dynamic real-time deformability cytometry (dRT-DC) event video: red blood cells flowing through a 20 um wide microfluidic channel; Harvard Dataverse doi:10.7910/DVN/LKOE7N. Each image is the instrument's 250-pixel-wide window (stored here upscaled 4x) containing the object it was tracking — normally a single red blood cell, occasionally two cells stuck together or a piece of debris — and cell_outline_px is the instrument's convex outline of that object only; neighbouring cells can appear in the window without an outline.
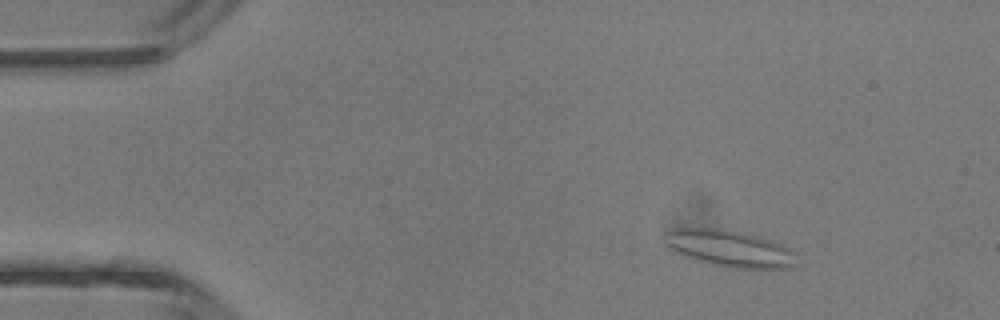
{"species": "common noctule bat (a hibernating species)", "species_latin": "Nyctalus noctula", "temperature_condition": "room temperature", "stored_images_in_passage": 45, "segment_of_instrument_passage": [1, 2], "camera_frame_rate_fps": 3000, "um_per_image_px": 0.085, "animal": {"sex": "male", "body_mass_g": 13.3}, "frame": {"image": 1, "passage_image": 6, "time_ms": 1.667, "image_size_px": [1000, 320], "cell_outline_px": [[792, 264], [784, 268], [728, 268], [712, 264], [688, 256], [672, 248], [668, 244], [668, 232], [676, 228], [712, 228], [752, 236], [776, 244], [784, 248], [788, 252]], "centroid_in_image_um": [61.9, 21.13], "position_along_channel_um": 23.1, "area_um2": 25.72}}
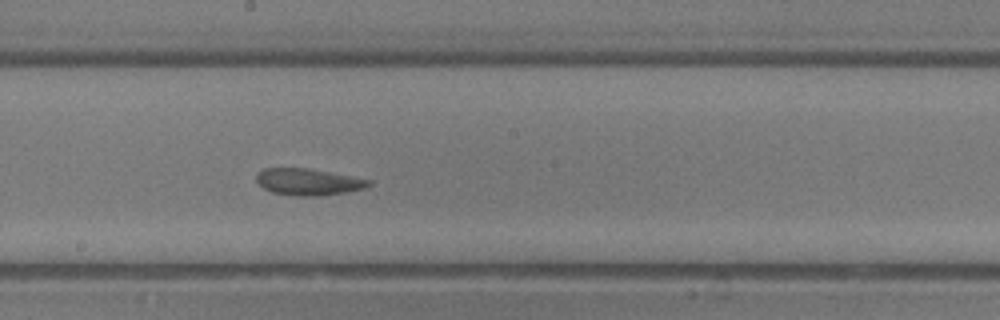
{"frame": {"image": 2, "passage_image": 24, "time_ms": 7.667, "image_size_px": [1000, 320], "cell_outline_px": [[372, 184], [364, 188], [344, 192], [320, 196], [296, 196], [272, 192], [264, 188], [256, 180], [256, 172], [264, 168], [308, 168], [372, 180]], "centroid_in_image_um": [26.18, 15.45], "position_along_channel_um": 222.0, "area_um2": 17.4}}
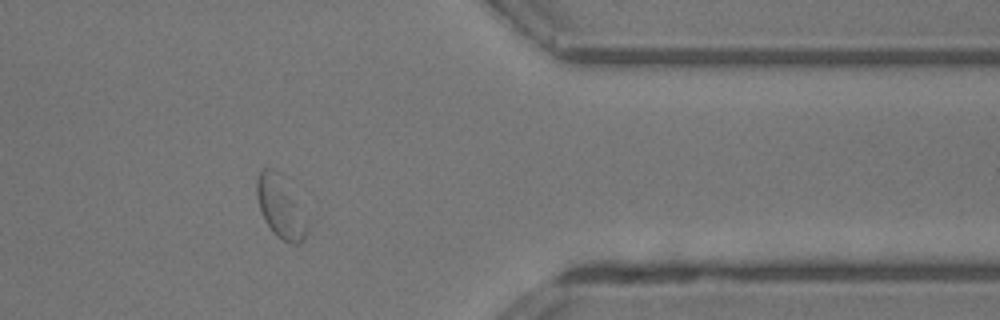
{"frame": {"image": 3, "passage_image": 36, "time_ms": 11.667, "image_size_px": [1000, 320], "cell_outline_px": [[308, 232], [304, 240], [300, 244], [292, 244], [276, 236], [268, 224], [260, 208], [256, 196], [256, 180], [260, 172], [264, 168], [272, 168], [280, 172], [308, 228]], "centroid_in_image_um": [23.79, 17.61], "position_along_channel_um": 387.6, "area_um2": 17.28}}